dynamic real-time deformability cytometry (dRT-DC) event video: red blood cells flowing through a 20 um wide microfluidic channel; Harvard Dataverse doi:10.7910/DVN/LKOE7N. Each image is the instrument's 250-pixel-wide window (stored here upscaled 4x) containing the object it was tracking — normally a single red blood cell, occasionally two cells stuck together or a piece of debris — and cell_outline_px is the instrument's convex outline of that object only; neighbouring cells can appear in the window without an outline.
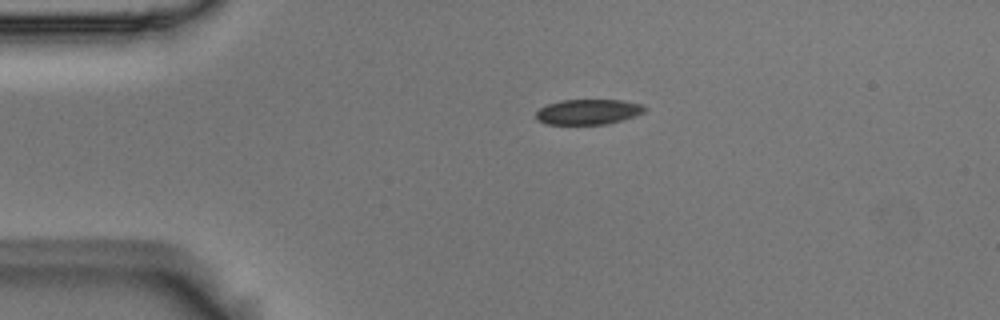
{"species": "Egyptian fruit bat (a non-hibernating species)", "species_latin": "Rousettus aegyptiacus", "temperature_condition": "room temperature", "stored_images_in_passage": 43, "camera_frame_rate_fps": 3000, "um_per_image_px": 0.085, "animal": {"sex": "male"}, "frame": {"image": 1, "passage_image": 1, "time_ms": 0.0, "image_size_px": [1000, 320], "cell_outline_px": [[648, 108], [644, 112], [636, 116], [608, 124], [548, 124], [536, 120], [536, 112], [540, 108], [548, 104], [560, 100], [624, 100], [644, 104]], "centroid_in_image_um": [50.05, 9.5], "position_along_channel_um": 35.0, "area_um2": 16.18}}
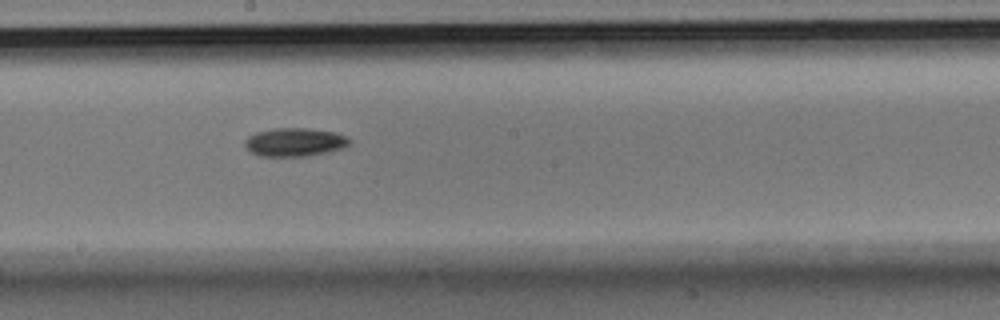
{"frame": {"image": 2, "passage_image": 19, "time_ms": 6.0, "image_size_px": [1000, 320], "cell_outline_px": [[352, 140], [348, 144], [340, 148], [328, 152], [308, 156], [260, 156], [252, 152], [244, 144], [244, 140], [248, 136], [256, 132], [276, 128], [304, 128], [336, 132], [348, 136]], "centroid_in_image_um": [25.06, 12.07], "position_along_channel_um": 223.1, "area_um2": 17.28}}
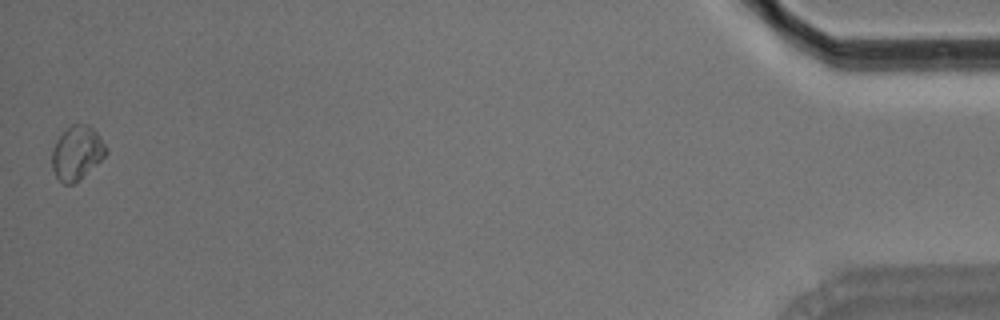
{"frame": {"image": 3, "passage_image": 43, "time_ms": 14.0, "image_size_px": [1000, 320], "cell_outline_px": [[108, 152], [96, 164], [72, 184], [64, 184], [56, 176], [52, 168], [52, 152], [56, 140], [72, 124], [88, 124], [100, 136], [108, 148]], "centroid_in_image_um": [6.54, 12.97], "position_along_channel_um": 428.7, "area_um2": 16.59}, "authors_computed_cell_mechanics": {"area_um2": 16.2996, "velocity_mm_per_s": 3.733, "shape_relaxation_time_tau1_ms": 2.6077, "shape_relaxation_time_tau2_ms": null, "deformation_change_tau1": 0.0603, "deformation_change_tau2": null}}